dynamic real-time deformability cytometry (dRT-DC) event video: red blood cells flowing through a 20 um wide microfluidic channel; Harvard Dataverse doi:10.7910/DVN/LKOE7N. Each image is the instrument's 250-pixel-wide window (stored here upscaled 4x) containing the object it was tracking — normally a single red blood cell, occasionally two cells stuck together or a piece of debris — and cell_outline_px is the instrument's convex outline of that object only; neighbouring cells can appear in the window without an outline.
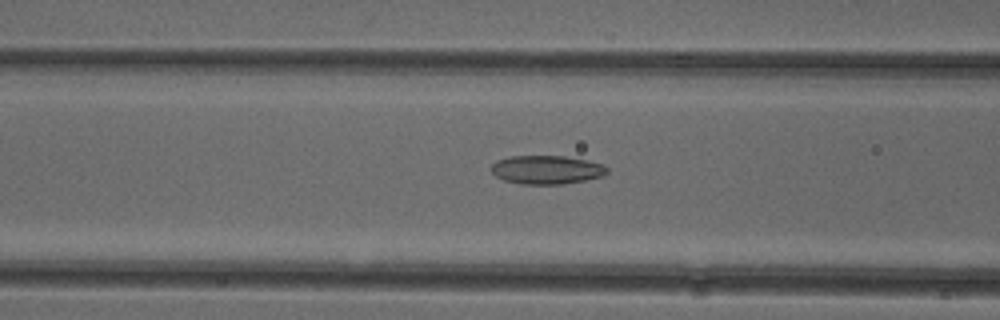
{"species": "common noctule bat (a hibernating species)", "species_latin": "Nyctalus noctula", "temperature_condition": "cold", "stored_images_in_passage": 52, "camera_frame_rate_fps": 3000, "um_per_image_px": 0.085, "animal": {"sex": "female"}, "frame": {"image": 1, "passage_image": 21, "time_ms": 6.667, "image_size_px": [1000, 320], "cell_outline_px": [[608, 172], [604, 176], [564, 184], [520, 184], [504, 180], [496, 176], [492, 172], [492, 164], [496, 160], [508, 156], [564, 156], [588, 160], [604, 164], [608, 168]], "centroid_in_image_um": [46.48, 14.42], "position_along_channel_um": 120.1, "area_um2": 19.48}}
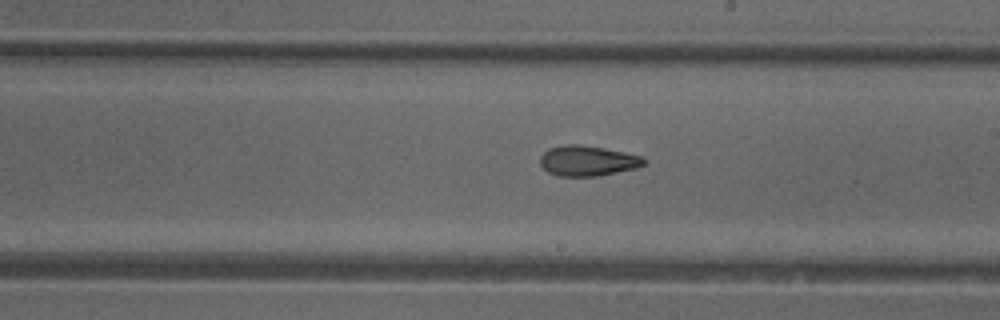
{"frame": {"image": 2, "passage_image": 30, "time_ms": 9.667, "image_size_px": [1000, 320], "cell_outline_px": [[648, 160], [644, 164], [636, 168], [600, 176], [560, 176], [548, 172], [540, 164], [540, 156], [548, 148], [560, 144], [576, 144], [604, 148], [644, 156]], "centroid_in_image_um": [49.96, 13.66], "position_along_channel_um": 239.0, "area_um2": 18.55}}
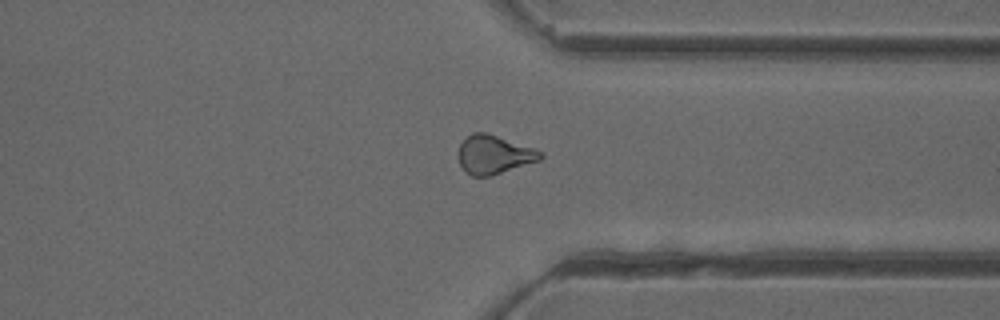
{"frame": {"image": 3, "passage_image": 40, "time_ms": 13.0, "image_size_px": [1000, 320], "cell_outline_px": [[544, 156], [540, 160], [492, 176], [472, 176], [464, 172], [460, 164], [460, 144], [472, 132], [488, 132], [544, 152]], "centroid_in_image_um": [42.01, 13.14], "position_along_channel_um": 369.4, "area_um2": 18.5}, "authors_computed_cell_mechanics": {"area_um2": 18.9584, "velocity_mm_per_s": 3.9558, "shape_relaxation_time_tau1_ms": null, "shape_relaxation_time_tau2_ms": 3.9257, "deformation_change_tau1": null, "deformation_change_tau2": 0.1108}}